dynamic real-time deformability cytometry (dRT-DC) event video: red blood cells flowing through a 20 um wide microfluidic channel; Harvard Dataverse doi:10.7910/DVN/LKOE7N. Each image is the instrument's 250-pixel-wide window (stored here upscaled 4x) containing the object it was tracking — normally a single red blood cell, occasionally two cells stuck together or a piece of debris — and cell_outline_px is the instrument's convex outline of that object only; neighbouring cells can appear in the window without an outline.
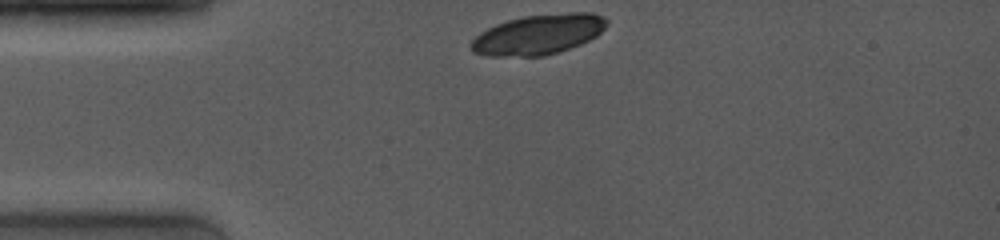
{"species": "common noctule bat (a hibernating species)", "species_latin": "Nyctalus noctula", "temperature_condition": "room temperature", "stored_images_in_passage": 3, "camera_frame_rate_fps": 4000, "um_per_image_px": 0.085, "animal": {"sex": "female", "body_mass_g": 19.0, "forearm_length_mm": 53.3}, "frame": {"image": 1, "passage_image": 1, "time_ms": 0.0, "image_size_px": [1000, 240], "cell_outline_px": [[608, 24], [596, 36], [580, 44], [544, 56], [488, 56], [472, 52], [468, 44], [480, 32], [496, 24], [508, 20], [524, 16], [572, 12], [592, 12], [604, 16], [608, 20]], "centroid_in_image_um": [45.75, 2.92], "position_along_channel_um": 39.3, "area_um2": 31.67}}